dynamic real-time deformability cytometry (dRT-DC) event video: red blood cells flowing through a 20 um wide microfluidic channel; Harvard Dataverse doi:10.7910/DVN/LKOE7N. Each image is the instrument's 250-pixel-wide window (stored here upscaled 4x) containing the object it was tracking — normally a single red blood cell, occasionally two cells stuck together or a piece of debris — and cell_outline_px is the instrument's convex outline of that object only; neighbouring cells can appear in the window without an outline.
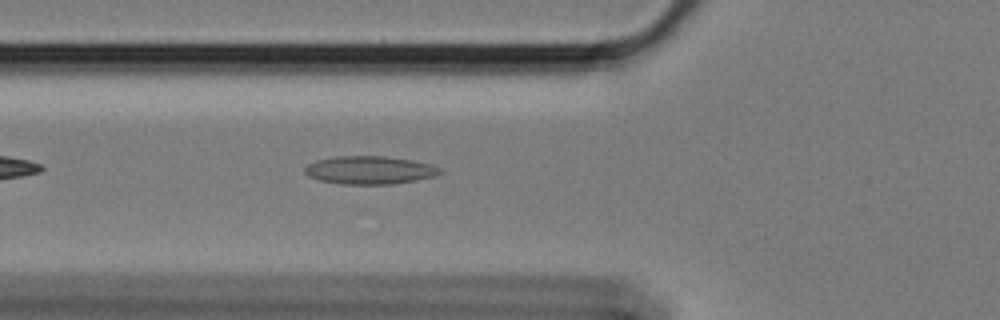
{"species": "Egyptian fruit bat (a non-hibernating species)", "species_latin": "Rousettus aegyptiacus", "temperature_condition": "cold", "stored_images_in_passage": 45, "camera_frame_rate_fps": 3000, "um_per_image_px": 0.085, "animal": {"sex": "female"}, "frame": {"image": 1, "passage_image": 7, "time_ms": 2.0, "image_size_px": [1000, 320], "cell_outline_px": [[444, 172], [436, 176], [416, 180], [392, 184], [340, 184], [320, 180], [308, 176], [304, 172], [304, 168], [308, 164], [316, 160], [336, 156], [384, 156], [412, 160], [432, 164], [440, 168]], "centroid_in_image_um": [31.44, 14.46], "position_along_channel_um": 94.4, "area_um2": 22.25}}
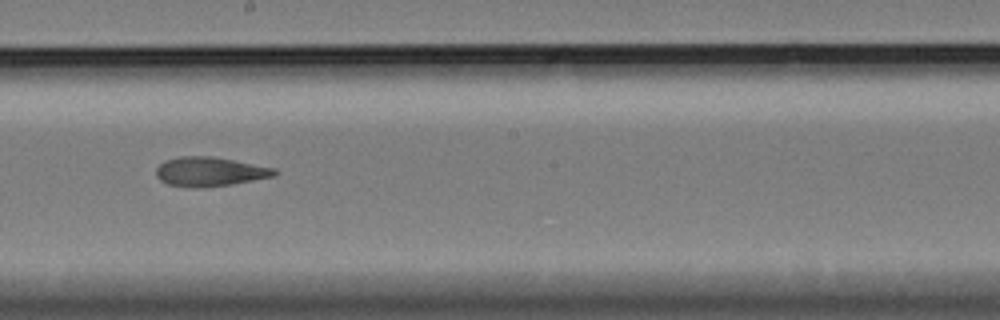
{"frame": {"image": 2, "passage_image": 19, "time_ms": 6.0, "image_size_px": [1000, 320], "cell_outline_px": [[280, 172], [276, 176], [232, 184], [196, 188], [168, 184], [160, 180], [156, 176], [156, 168], [164, 160], [180, 156], [212, 156], [276, 168]], "centroid_in_image_um": [17.85, 14.58], "position_along_channel_um": 230.3, "area_um2": 20.29}}
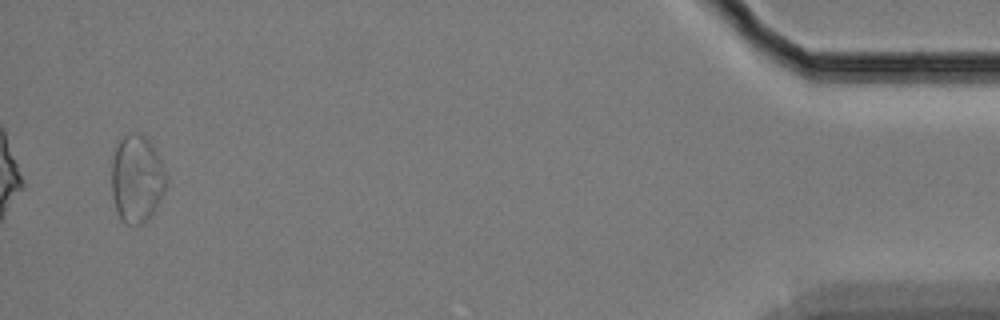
{"frame": {"image": 3, "passage_image": 43, "time_ms": 14.0, "image_size_px": [1000, 320], "cell_outline_px": [[168, 184], [152, 216], [144, 224], [124, 224], [120, 220], [112, 196], [112, 156], [120, 140], [124, 136], [136, 132], [144, 136], [152, 144], [168, 172]], "centroid_in_image_um": [11.66, 15.23], "position_along_channel_um": 423.5, "area_um2": 28.38}, "authors_computed_cell_mechanics": {"area_um2": 21.0392, "velocity_mm_per_s": 3.3844, "shape_relaxation_time_tau1_ms": null, "shape_relaxation_time_tau2_ms": 4.1561, "deformation_change_tau1": null, "deformation_change_tau2": 0.1176}}